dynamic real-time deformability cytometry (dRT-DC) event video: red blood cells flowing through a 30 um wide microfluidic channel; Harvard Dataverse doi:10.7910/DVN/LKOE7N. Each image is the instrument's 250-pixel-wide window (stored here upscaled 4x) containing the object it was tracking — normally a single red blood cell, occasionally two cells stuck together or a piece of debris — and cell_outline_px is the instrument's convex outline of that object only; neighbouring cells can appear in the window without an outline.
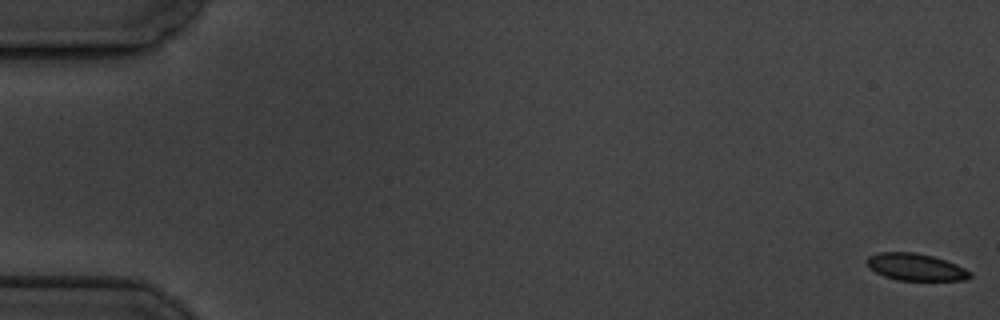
{"species": "common noctule bat (a hibernating species)", "species_latin": "Nyctalus noctula", "temperature_condition": "cold", "stored_images_in_passage": 6, "camera_frame_rate_fps": 3000, "um_per_image_px": 0.085, "animal": {"sex": "male", "body_mass_g": 19.5, "forearm_length_mm": 54.6}, "frame": {"image": 1, "passage_image": 1, "time_ms": 0.0, "image_size_px": [1000, 320], "cell_outline_px": [[972, 276], [964, 280], [896, 280], [884, 276], [868, 268], [864, 260], [868, 256], [880, 252], [912, 252], [932, 256], [956, 264], [972, 272]], "centroid_in_image_um": [77.79, 22.7], "position_along_channel_um": 7.2, "area_um2": 16.3}}
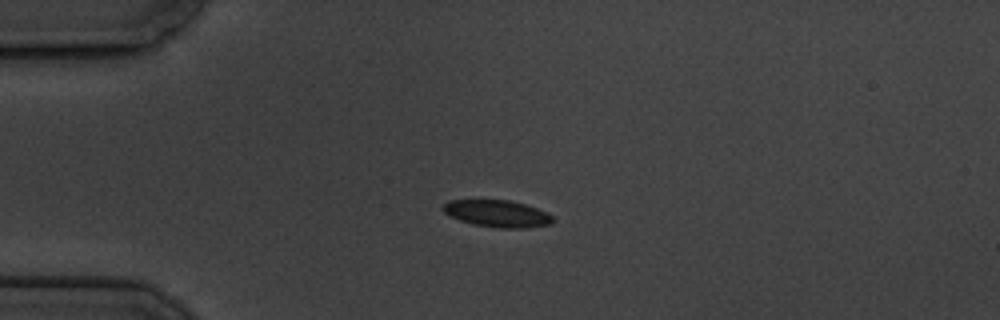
{"frame": {"image": 2, "passage_image": 5, "time_ms": 4.667, "image_size_px": [1000, 320], "cell_outline_px": [[556, 220], [552, 224], [528, 228], [496, 228], [472, 224], [460, 220], [444, 212], [440, 208], [448, 200], [508, 200], [524, 204], [536, 208], [552, 216]], "centroid_in_image_um": [42.27, 18.16], "position_along_channel_um": 42.7, "area_um2": 17.28}}